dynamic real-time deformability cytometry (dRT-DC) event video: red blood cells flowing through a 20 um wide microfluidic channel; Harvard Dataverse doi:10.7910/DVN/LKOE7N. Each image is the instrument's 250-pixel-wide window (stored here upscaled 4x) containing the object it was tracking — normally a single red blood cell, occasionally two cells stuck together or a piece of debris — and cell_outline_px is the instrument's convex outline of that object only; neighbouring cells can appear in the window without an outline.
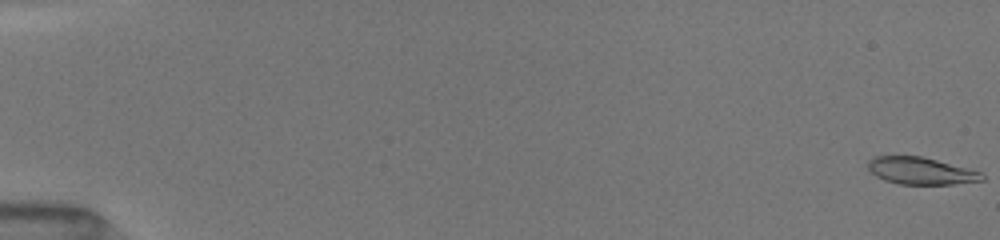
{"species": "common noctule bat (a hibernating species)", "species_latin": "Nyctalus noctula", "temperature_condition": "room temperature", "stored_images_in_passage": 24, "camera_frame_rate_fps": 3000, "um_per_image_px": 0.085, "animal": {"sex": "female", "body_mass_g": 19.5, "forearm_length_mm": 54.1}, "frame": {"image": 1, "passage_image": 1, "time_ms": 0.0, "image_size_px": [1000, 240], "cell_outline_px": [[984, 180], [952, 184], [900, 184], [884, 180], [876, 176], [868, 168], [868, 160], [876, 156], [920, 156], [936, 160], [980, 172], [984, 176]], "centroid_in_image_um": [78.23, 14.53], "position_along_channel_um": 6.8, "area_um2": 17.69}}
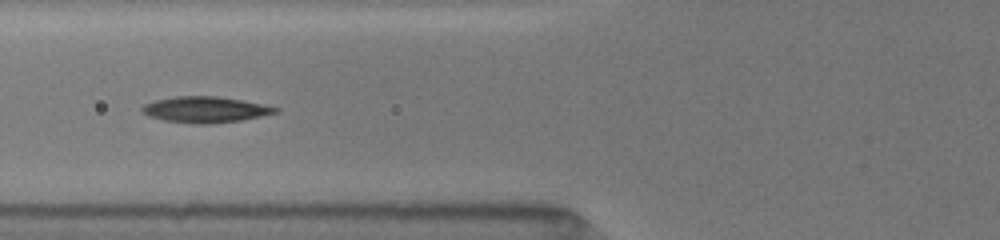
{"frame": {"image": 2, "passage_image": 18, "time_ms": 7.0, "image_size_px": [1000, 240], "cell_outline_px": [[280, 112], [240, 120], [212, 124], [192, 124], [164, 120], [148, 116], [140, 112], [140, 108], [144, 104], [156, 100], [176, 96], [216, 96], [264, 104], [280, 108]], "centroid_in_image_um": [17.43, 9.32], "position_along_channel_um": 108.4, "area_um2": 20.29}}
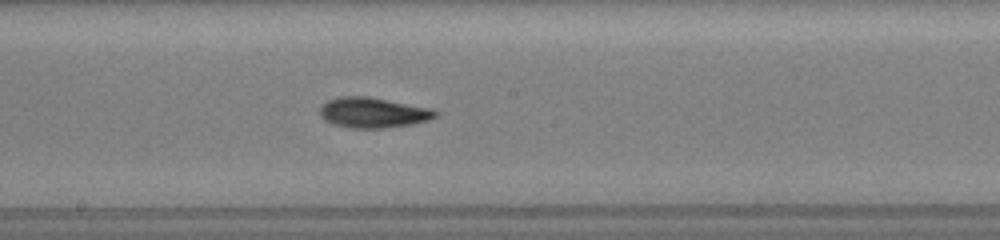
{"frame": {"image": 3, "passage_image": 24, "time_ms": 9.667, "image_size_px": [1000, 240], "cell_outline_px": [[440, 112], [436, 116], [428, 120], [412, 124], [384, 128], [352, 128], [332, 124], [324, 120], [320, 116], [320, 104], [328, 100], [340, 96], [368, 96], [436, 108]], "centroid_in_image_um": [31.74, 9.56], "position_along_channel_um": 216.5, "area_um2": 20.87}}